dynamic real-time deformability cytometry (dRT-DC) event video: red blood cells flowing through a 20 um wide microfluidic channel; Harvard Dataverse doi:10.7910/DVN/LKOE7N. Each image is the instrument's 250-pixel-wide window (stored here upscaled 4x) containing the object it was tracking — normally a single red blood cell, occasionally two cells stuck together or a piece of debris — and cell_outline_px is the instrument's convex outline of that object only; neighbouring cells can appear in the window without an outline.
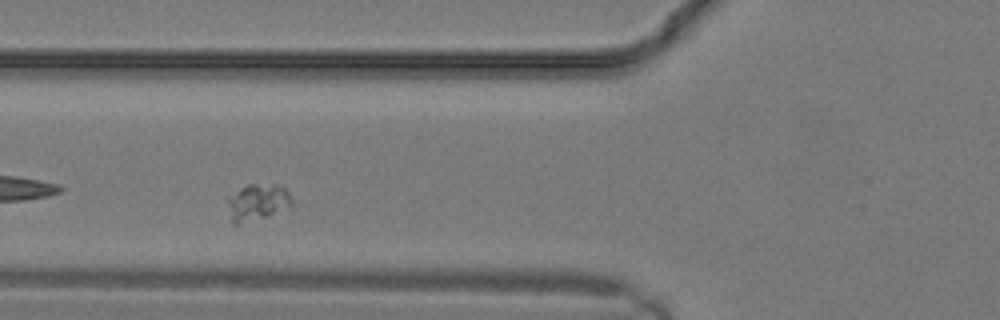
{"species": "common noctule bat (a hibernating species)", "species_latin": "Nyctalus noctula", "temperature_condition": "warm", "stored_images_in_passage": 11, "camera_frame_rate_fps": 3000, "um_per_image_px": 0.085, "animal": {"sex": "male", "body_mass_g": 19.2, "forearm_length_mm": 51.8}, "frame": {"image": 1, "passage_image": 8, "time_ms": 2.333, "image_size_px": [1000, 320], "cell_outline_px": [[292, 208], [268, 216], [236, 224], [232, 224], [228, 200], [228, 196], [240, 188], [248, 184], [276, 184], [284, 188], [288, 192], [292, 200]], "centroid_in_image_um": [21.93, 17.18], "position_along_channel_um": 103.9, "area_um2": 13.7}}
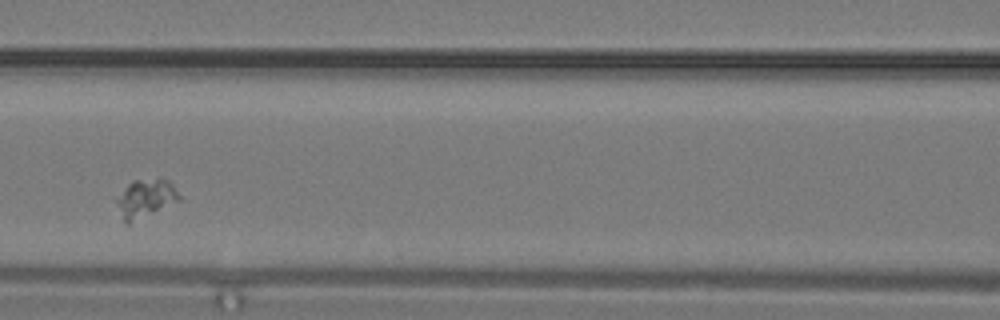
{"frame": {"image": 2, "passage_image": 10, "time_ms": 3.0, "image_size_px": [1000, 320], "cell_outline_px": [[180, 200], [128, 224], [124, 224], [116, 200], [128, 184], [132, 180], [168, 180], [172, 184], [180, 196]], "centroid_in_image_um": [12.36, 16.88], "position_along_channel_um": 154.2, "area_um2": 13.41}}